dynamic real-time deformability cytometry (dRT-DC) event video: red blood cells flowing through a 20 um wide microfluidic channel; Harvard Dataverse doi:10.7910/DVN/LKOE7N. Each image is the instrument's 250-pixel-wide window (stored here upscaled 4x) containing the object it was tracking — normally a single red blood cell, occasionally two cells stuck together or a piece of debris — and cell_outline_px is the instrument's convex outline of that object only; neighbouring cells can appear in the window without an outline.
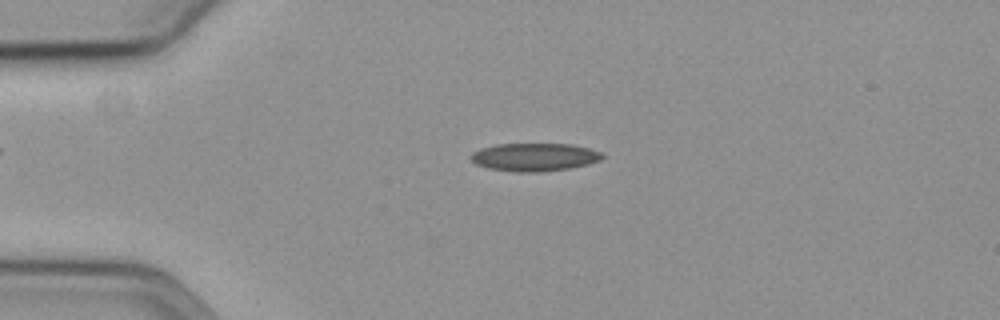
{"species": "common noctule bat (a hibernating species)", "species_latin": "Nyctalus noctula", "temperature_condition": "cold", "stored_images_in_passage": 54, "camera_frame_rate_fps": 3000, "um_per_image_px": 0.085, "animal": {"sex": "female", "body_mass_g": 19.3, "forearm_length_mm": 54.1}, "frame": {"image": 1, "passage_image": 14, "time_ms": 4.333, "image_size_px": [1000, 320], "cell_outline_px": [[604, 156], [600, 160], [588, 164], [568, 168], [540, 172], [516, 172], [488, 168], [476, 164], [472, 160], [472, 152], [480, 148], [496, 144], [572, 144], [588, 148], [600, 152]], "centroid_in_image_um": [45.42, 13.35], "position_along_channel_um": 39.6, "area_um2": 21.33}}
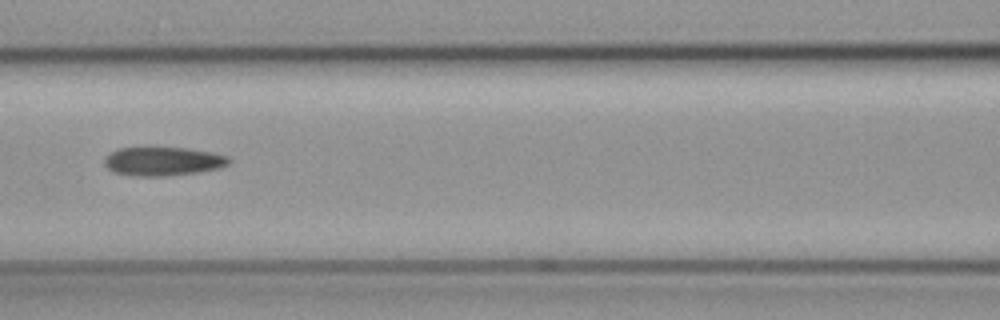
{"frame": {"image": 2, "passage_image": 26, "time_ms": 8.333, "image_size_px": [1000, 320], "cell_outline_px": [[232, 160], [228, 164], [220, 168], [200, 172], [168, 176], [136, 176], [112, 172], [104, 164], [104, 156], [120, 148], [184, 148], [212, 152], [228, 156]], "centroid_in_image_um": [13.87, 13.72], "position_along_channel_um": 152.7, "area_um2": 20.92}}
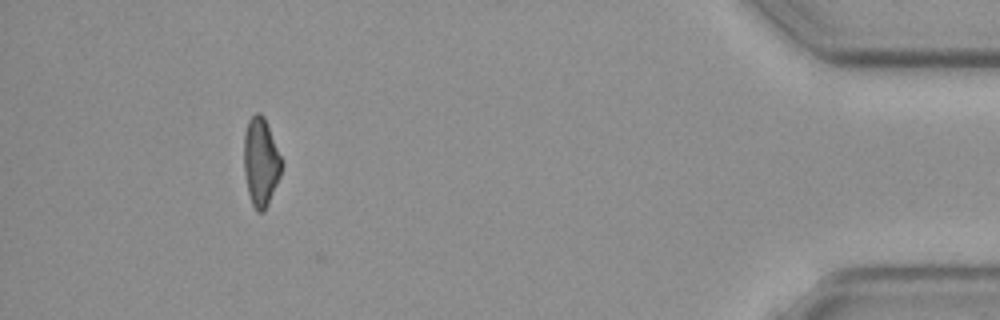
{"frame": {"image": 3, "passage_image": 53, "time_ms": 17.333, "image_size_px": [1000, 320], "cell_outline_px": [[280, 176], [268, 204], [264, 212], [256, 212], [252, 204], [248, 192], [244, 172], [244, 132], [248, 120], [256, 112], [260, 112], [264, 116], [280, 156]], "centroid_in_image_um": [22.13, 13.77], "position_along_channel_um": 413.1, "area_um2": 19.13}}